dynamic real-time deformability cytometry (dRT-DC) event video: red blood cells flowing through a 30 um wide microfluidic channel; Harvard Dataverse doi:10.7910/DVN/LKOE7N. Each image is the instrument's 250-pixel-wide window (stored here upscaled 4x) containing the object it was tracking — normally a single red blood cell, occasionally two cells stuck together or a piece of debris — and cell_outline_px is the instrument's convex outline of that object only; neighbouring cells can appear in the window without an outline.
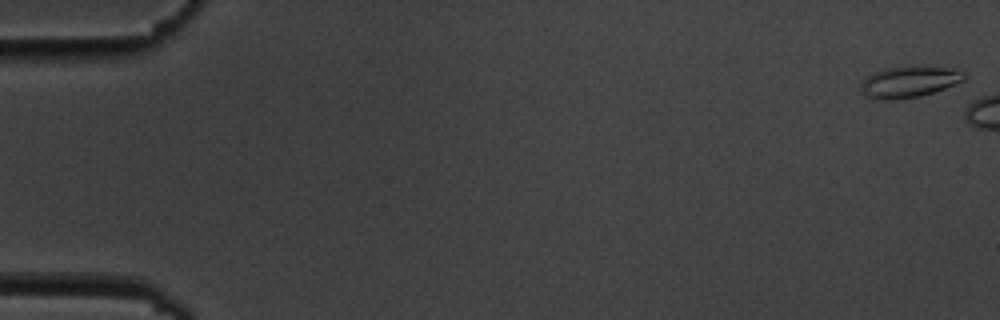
{"species": "common noctule bat (a hibernating species)", "species_latin": "Nyctalus noctula", "temperature_condition": "cold", "stored_images_in_passage": 3, "camera_frame_rate_fps": 3000, "um_per_image_px": 0.085, "animal": {"sex": "male", "body_mass_g": 19.5, "forearm_length_mm": 54.6}, "frame": {"image": 1, "passage_image": 1, "time_ms": 0.0, "image_size_px": [1000, 320], "cell_outline_px": [[968, 76], [964, 80], [944, 88], [920, 96], [892, 100], [876, 100], [864, 96], [860, 92], [860, 84], [868, 76], [884, 68], [952, 68], [964, 72]], "centroid_in_image_um": [77.23, 7.0], "position_along_channel_um": 7.8, "area_um2": 18.38}}